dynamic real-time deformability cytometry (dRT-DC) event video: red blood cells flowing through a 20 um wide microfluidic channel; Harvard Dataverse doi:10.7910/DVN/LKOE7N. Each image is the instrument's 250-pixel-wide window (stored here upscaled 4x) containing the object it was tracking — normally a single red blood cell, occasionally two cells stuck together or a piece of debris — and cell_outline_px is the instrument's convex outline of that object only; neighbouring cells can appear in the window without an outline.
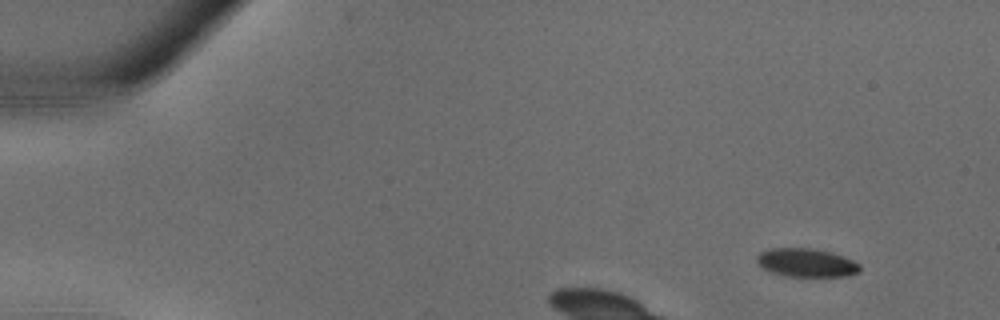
{"species": "common noctule bat (a hibernating species)", "species_latin": "Nyctalus noctula", "temperature_condition": "warm", "stored_images_in_passage": 7, "camera_frame_rate_fps": 3000, "um_per_image_px": 0.085, "animal": {"sex": "male", "body_mass_g": 18.8}, "frame": {"image": 1, "passage_image": 3, "time_ms": 0.667, "image_size_px": [1000, 320], "cell_outline_px": [[860, 272], [848, 276], [784, 276], [772, 272], [764, 268], [756, 260], [756, 256], [760, 252], [768, 248], [812, 248], [828, 252], [852, 260], [860, 264]], "centroid_in_image_um": [68.53, 22.33], "position_along_channel_um": 16.5, "area_um2": 16.94}}